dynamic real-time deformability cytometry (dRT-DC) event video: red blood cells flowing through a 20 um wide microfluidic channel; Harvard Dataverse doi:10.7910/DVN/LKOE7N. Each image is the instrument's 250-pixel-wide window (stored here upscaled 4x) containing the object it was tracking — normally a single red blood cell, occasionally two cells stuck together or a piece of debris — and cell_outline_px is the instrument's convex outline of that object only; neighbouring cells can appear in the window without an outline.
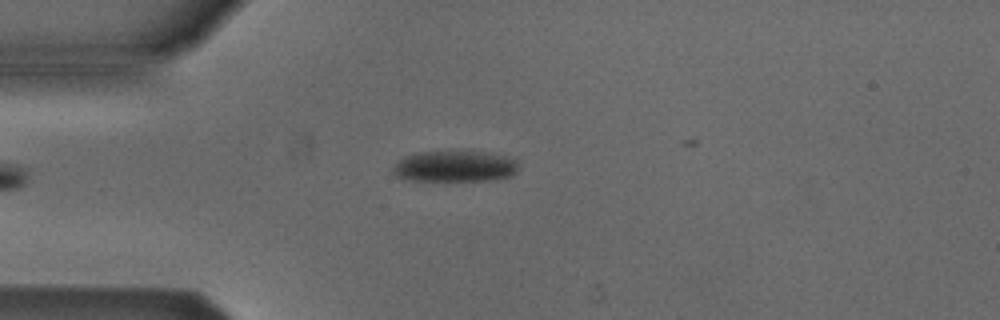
{"species": "Egyptian fruit bat (a non-hibernating species)", "species_latin": "Rousettus aegyptiacus", "temperature_condition": "cold", "stored_images_in_passage": 4, "camera_frame_rate_fps": 3000, "um_per_image_px": 0.085, "animal": {"sex": "male"}, "frame": {"image": 1, "passage_image": 4, "time_ms": 3.667, "image_size_px": [1000, 320], "cell_outline_px": [[516, 172], [512, 176], [496, 180], [408, 180], [396, 176], [392, 172], [392, 168], [404, 156], [420, 152], [484, 152], [504, 156], [516, 160]], "centroid_in_image_um": [38.65, 14.15], "position_along_channel_um": 46.4, "area_um2": 22.43}}